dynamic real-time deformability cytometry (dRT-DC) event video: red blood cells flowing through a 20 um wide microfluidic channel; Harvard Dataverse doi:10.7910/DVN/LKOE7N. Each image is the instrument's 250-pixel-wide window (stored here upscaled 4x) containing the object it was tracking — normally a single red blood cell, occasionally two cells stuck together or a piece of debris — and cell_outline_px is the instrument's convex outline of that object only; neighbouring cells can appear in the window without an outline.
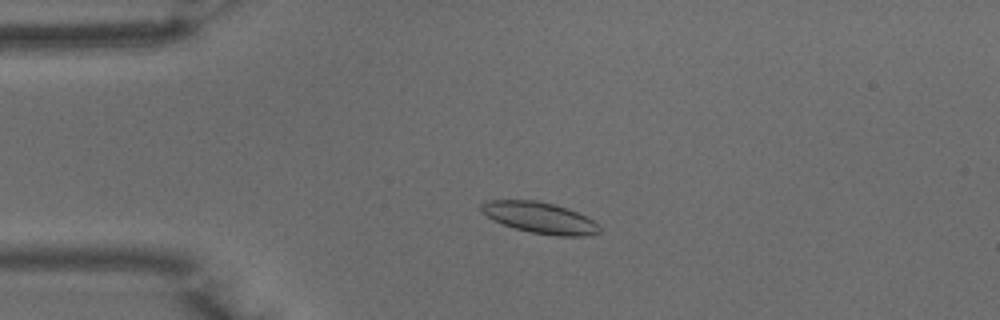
{"species": "common noctule bat (a hibernating species)", "species_latin": "Nyctalus noctula", "temperature_condition": "warm", "stored_images_in_passage": 50, "camera_frame_rate_fps": 3000, "um_per_image_px": 0.085, "animal": {"sex": "male", "body_mass_g": 15.6}, "frame": {"image": 1, "passage_image": 11, "time_ms": 3.333, "image_size_px": [1000, 320], "cell_outline_px": [[600, 232], [588, 236], [556, 236], [532, 232], [516, 228], [504, 224], [488, 216], [480, 208], [480, 204], [492, 200], [536, 200], [568, 208], [592, 220], [600, 228]], "centroid_in_image_um": [45.91, 18.51], "position_along_channel_um": 39.1, "area_um2": 20.98}}
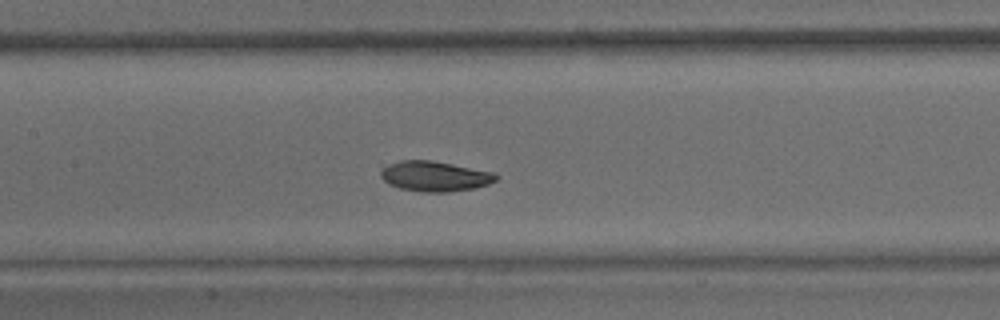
{"frame": {"image": 2, "passage_image": 23, "time_ms": 7.333, "image_size_px": [1000, 320], "cell_outline_px": [[500, 176], [496, 180], [488, 184], [476, 188], [448, 192], [420, 192], [400, 188], [388, 184], [380, 176], [380, 168], [388, 164], [400, 160], [432, 160], [496, 172]], "centroid_in_image_um": [36.97, 14.97], "position_along_channel_um": 170.4, "area_um2": 20.63}}
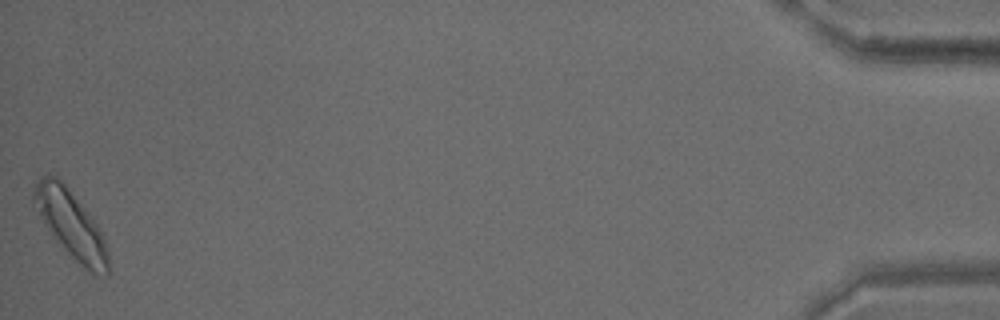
{"frame": {"image": 3, "passage_image": 50, "time_ms": 16.333, "image_size_px": [1000, 320], "cell_outline_px": [[108, 276], [104, 276], [92, 272], [84, 268], [52, 236], [32, 204], [32, 196], [36, 180], [40, 176], [48, 172], [56, 176], [64, 184], [96, 224], [104, 236], [108, 248]], "centroid_in_image_um": [5.99, 19.04], "position_along_channel_um": 429.2, "area_um2": 28.84}}